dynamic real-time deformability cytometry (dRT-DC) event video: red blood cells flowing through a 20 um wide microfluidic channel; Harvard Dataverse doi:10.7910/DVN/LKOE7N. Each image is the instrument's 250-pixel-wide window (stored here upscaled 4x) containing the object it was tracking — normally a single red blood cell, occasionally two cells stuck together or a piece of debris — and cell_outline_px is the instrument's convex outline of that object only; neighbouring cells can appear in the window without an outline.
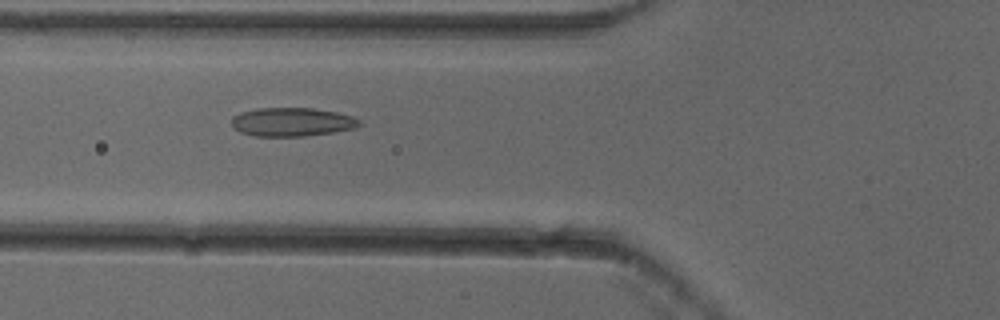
{"species": "common noctule bat (a hibernating species)", "species_latin": "Nyctalus noctula", "temperature_condition": "cold", "stored_images_in_passage": 53, "camera_frame_rate_fps": 3000, "um_per_image_px": 0.085, "animal": {"sex": "female"}, "frame": {"image": 1, "passage_image": 20, "time_ms": 6.333, "image_size_px": [1000, 320], "cell_outline_px": [[360, 124], [352, 128], [332, 132], [304, 136], [256, 136], [240, 132], [232, 124], [232, 116], [240, 112], [256, 108], [312, 108], [336, 112], [352, 116], [360, 120]], "centroid_in_image_um": [24.78, 10.36], "position_along_channel_um": 101.0, "area_um2": 21.15}}
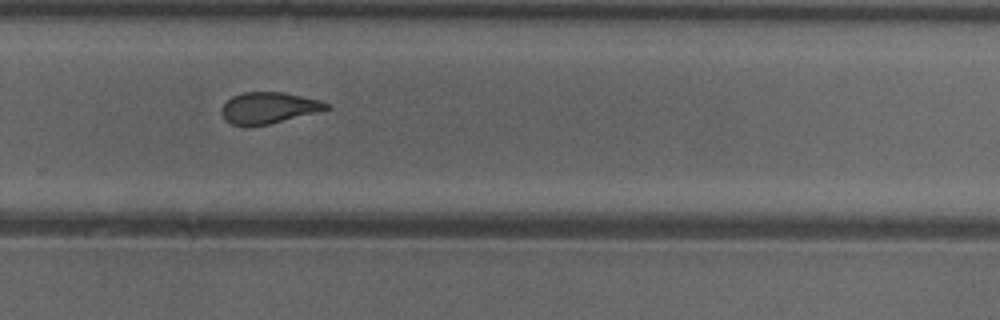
{"frame": {"image": 2, "passage_image": 36, "time_ms": 11.667, "image_size_px": [1000, 320], "cell_outline_px": [[332, 108], [320, 112], [268, 124], [244, 128], [232, 124], [224, 120], [220, 112], [220, 108], [232, 96], [244, 92], [280, 92], [320, 100], [328, 104]], "centroid_in_image_um": [22.8, 9.2], "position_along_channel_um": 307.0, "area_um2": 19.42}}
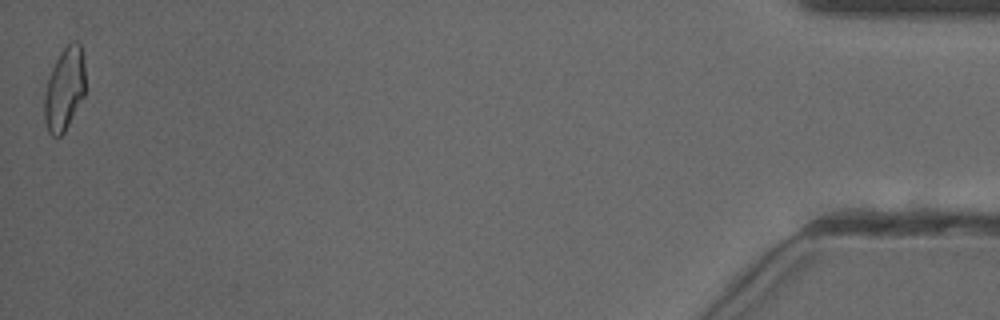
{"frame": {"image": 3, "passage_image": 53, "time_ms": 17.333, "image_size_px": [1000, 320], "cell_outline_px": [[84, 96], [64, 132], [60, 136], [52, 136], [48, 132], [44, 120], [44, 96], [48, 80], [52, 68], [60, 52], [72, 40], [76, 40], [80, 44], [84, 64]], "centroid_in_image_um": [5.47, 7.57], "position_along_channel_um": 429.7, "area_um2": 19.65}, "authors_computed_cell_mechanics": {"area_um2": 20.3456, "velocity_mm_per_s": 3.8593, "shape_relaxation_time_tau1_ms": 7.6991, "shape_relaxation_time_tau2_ms": 1.8977, "deformation_change_tau1": 0.1667, "deformation_change_tau2": 0.1017}}